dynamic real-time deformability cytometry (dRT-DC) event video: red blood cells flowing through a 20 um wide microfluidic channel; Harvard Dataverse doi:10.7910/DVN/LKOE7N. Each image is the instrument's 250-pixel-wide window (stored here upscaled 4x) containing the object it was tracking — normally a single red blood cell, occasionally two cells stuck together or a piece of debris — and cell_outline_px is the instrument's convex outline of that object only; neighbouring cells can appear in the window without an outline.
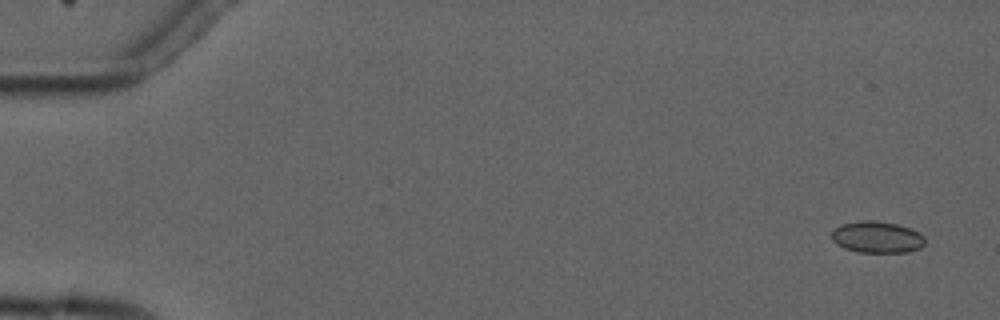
{"species": "common noctule bat (a hibernating species)", "species_latin": "Nyctalus noctula", "temperature_condition": "cold", "stored_images_in_passage": 4, "camera_frame_rate_fps": 3000, "um_per_image_px": 0.085, "animal": {"sex": "male", "forearm_length_mm": 52.5}, "frame": {"image": 1, "passage_image": 1, "time_ms": 0.0, "image_size_px": [1000, 320], "cell_outline_px": [[924, 244], [920, 248], [908, 252], [856, 252], [844, 248], [836, 244], [832, 240], [832, 232], [840, 224], [860, 220], [876, 220], [896, 224], [912, 228], [920, 232], [924, 236]], "centroid_in_image_um": [74.55, 20.15], "position_along_channel_um": 10.4, "area_um2": 17.4}}